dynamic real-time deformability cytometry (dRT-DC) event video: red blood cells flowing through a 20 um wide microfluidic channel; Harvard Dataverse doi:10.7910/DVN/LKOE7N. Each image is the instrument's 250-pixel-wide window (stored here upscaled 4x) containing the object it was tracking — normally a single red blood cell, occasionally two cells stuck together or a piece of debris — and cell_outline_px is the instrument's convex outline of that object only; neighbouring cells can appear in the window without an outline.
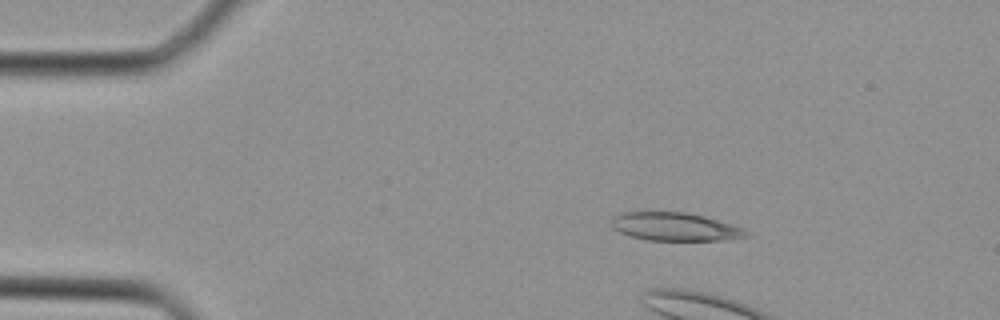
{"species": "Egyptian fruit bat (a non-hibernating species)", "species_latin": "Rousettus aegyptiacus", "temperature_condition": "cold", "stored_images_in_passage": 4, "camera_frame_rate_fps": 3000, "um_per_image_px": 0.085, "animal": {"sex": "female"}, "frame": {"image": 1, "passage_image": 1, "time_ms": 0.0, "image_size_px": [1000, 320], "cell_outline_px": [[748, 236], [724, 240], [648, 240], [632, 236], [620, 232], [612, 228], [608, 220], [612, 216], [624, 212], [684, 212], [704, 216], [744, 228], [748, 232]], "centroid_in_image_um": [57.32, 19.26], "position_along_channel_um": 27.7, "area_um2": 22.14}}